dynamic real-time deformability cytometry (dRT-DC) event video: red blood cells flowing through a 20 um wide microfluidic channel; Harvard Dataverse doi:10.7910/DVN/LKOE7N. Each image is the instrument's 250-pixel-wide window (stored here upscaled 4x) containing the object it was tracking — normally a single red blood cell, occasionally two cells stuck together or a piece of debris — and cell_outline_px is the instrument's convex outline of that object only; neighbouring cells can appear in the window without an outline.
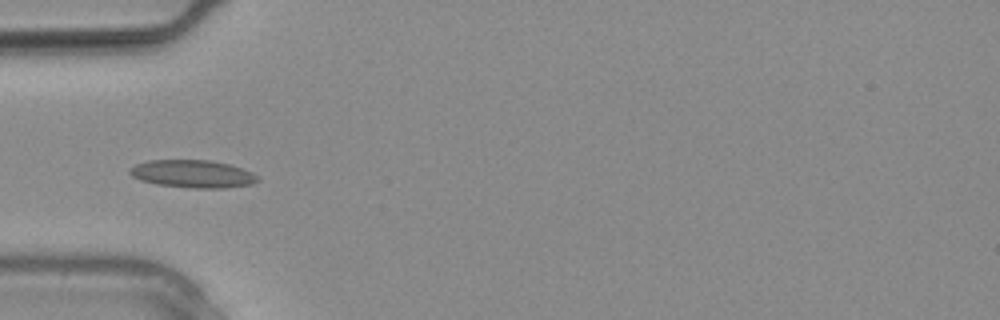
{"species": "common noctule bat (a hibernating species)", "species_latin": "Nyctalus noctula", "temperature_condition": "warm", "stored_images_in_passage": 12, "camera_frame_rate_fps": 3000, "um_per_image_px": 0.085, "animal": {"sex": "male", "body_mass_g": 20.4}, "frame": {"image": 1, "passage_image": 9, "time_ms": 2.667, "image_size_px": [1000, 320], "cell_outline_px": [[260, 180], [252, 184], [224, 188], [192, 188], [156, 184], [140, 180], [132, 176], [128, 172], [136, 164], [148, 160], [208, 160], [228, 164], [252, 172], [260, 176]], "centroid_in_image_um": [16.4, 14.78], "position_along_channel_um": 68.6, "area_um2": 20.63}}